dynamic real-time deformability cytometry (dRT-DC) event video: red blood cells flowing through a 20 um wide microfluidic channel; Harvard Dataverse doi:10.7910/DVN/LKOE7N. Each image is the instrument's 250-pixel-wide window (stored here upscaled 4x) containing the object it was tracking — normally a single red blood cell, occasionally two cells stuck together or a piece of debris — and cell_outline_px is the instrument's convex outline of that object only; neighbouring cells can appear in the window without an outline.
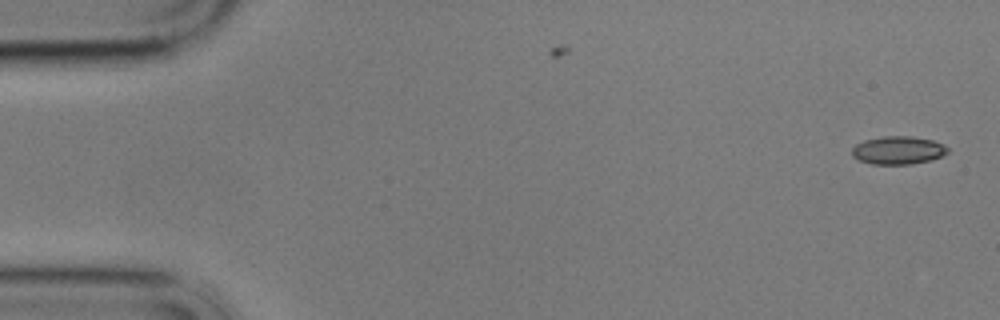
{"species": "common noctule bat (a hibernating species)", "species_latin": "Nyctalus noctula", "temperature_condition": "cold", "stored_images_in_passage": 57, "camera_frame_rate_fps": 3000, "um_per_image_px": 0.085, "animal": {"sex": "male", "body_mass_g": 17.9}, "frame": {"image": 1, "passage_image": 1, "time_ms": 0.0, "image_size_px": [1000, 320], "cell_outline_px": [[948, 152], [932, 160], [912, 164], [872, 164], [860, 160], [852, 156], [852, 148], [856, 144], [864, 140], [884, 136], [912, 136], [932, 140], [944, 144], [948, 148]], "centroid_in_image_um": [76.34, 12.77], "position_along_channel_um": 8.7, "area_um2": 15.66}}
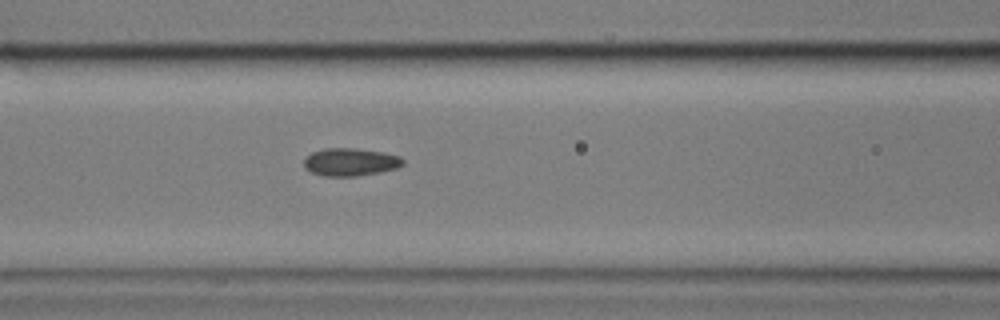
{"frame": {"image": 2, "passage_image": 23, "time_ms": 7.333, "image_size_px": [1000, 320], "cell_outline_px": [[404, 164], [396, 168], [380, 172], [356, 176], [324, 176], [312, 172], [304, 168], [304, 160], [312, 152], [324, 148], [356, 148], [384, 152], [400, 156], [404, 160]], "centroid_in_image_um": [29.8, 13.76], "position_along_channel_um": 136.8, "area_um2": 16.07}}
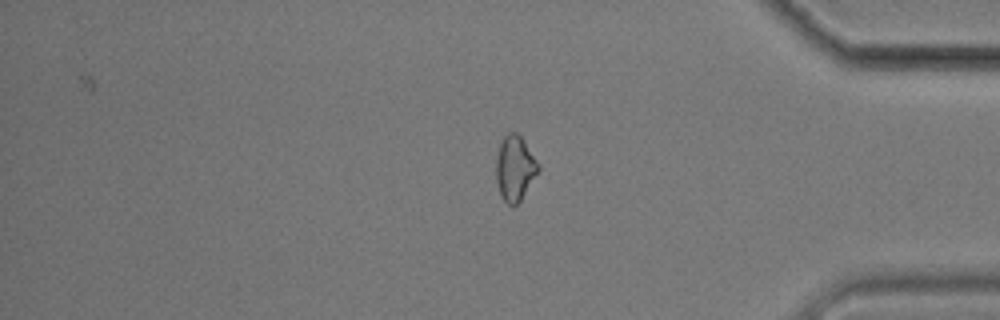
{"frame": {"image": 3, "passage_image": 47, "time_ms": 15.333, "image_size_px": [1000, 320], "cell_outline_px": [[540, 168], [520, 200], [516, 204], [508, 204], [500, 196], [496, 180], [496, 160], [500, 144], [504, 136], [508, 132], [516, 132], [520, 136], [540, 164]], "centroid_in_image_um": [43.75, 14.28], "position_along_channel_um": 391.4, "area_um2": 15.72}, "authors_computed_cell_mechanics": {"area_um2": 15.8372, "velocity_mm_per_s": 3.4849, "shape_relaxation_time_tau1_ms": null, "shape_relaxation_time_tau2_ms": 2.0527, "deformation_change_tau1": null, "deformation_change_tau2": 0.0739}}